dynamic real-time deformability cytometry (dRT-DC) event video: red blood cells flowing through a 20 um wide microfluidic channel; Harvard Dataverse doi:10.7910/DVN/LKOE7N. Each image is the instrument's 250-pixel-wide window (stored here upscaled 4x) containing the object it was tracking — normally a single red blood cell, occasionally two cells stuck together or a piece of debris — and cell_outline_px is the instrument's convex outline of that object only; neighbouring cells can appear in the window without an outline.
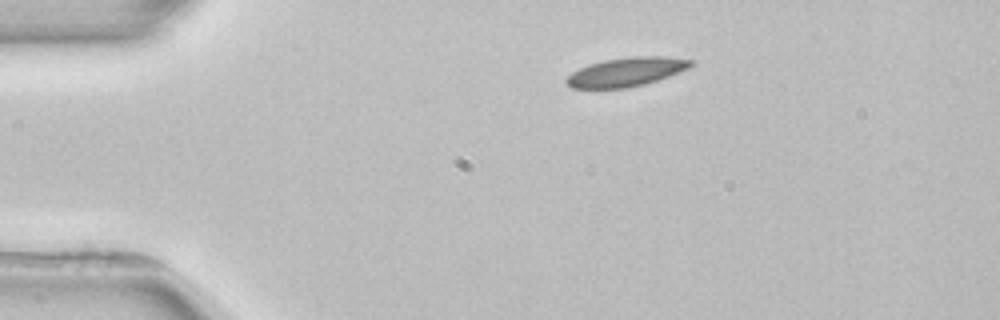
{"species": "common noctule bat (a hibernating species)", "species_latin": "Nyctalus noctula", "temperature_condition": "room temperature", "stored_images_in_passage": 2, "camera_frame_rate_fps": 3000, "um_per_image_px": 0.085, "animal": {"sex": "female", "body_mass_g": 22.7, "forearm_length_mm": 54.2}, "frame": {"image": 1, "passage_image": 1, "time_ms": 0.0, "image_size_px": [1000, 320], "cell_outline_px": [[696, 64], [688, 68], [668, 76], [644, 84], [628, 88], [572, 88], [564, 80], [572, 72], [588, 64], [604, 60], [632, 56], [664, 56], [692, 60]], "centroid_in_image_um": [53.24, 6.1], "position_along_channel_um": 31.8, "area_um2": 20.87}}